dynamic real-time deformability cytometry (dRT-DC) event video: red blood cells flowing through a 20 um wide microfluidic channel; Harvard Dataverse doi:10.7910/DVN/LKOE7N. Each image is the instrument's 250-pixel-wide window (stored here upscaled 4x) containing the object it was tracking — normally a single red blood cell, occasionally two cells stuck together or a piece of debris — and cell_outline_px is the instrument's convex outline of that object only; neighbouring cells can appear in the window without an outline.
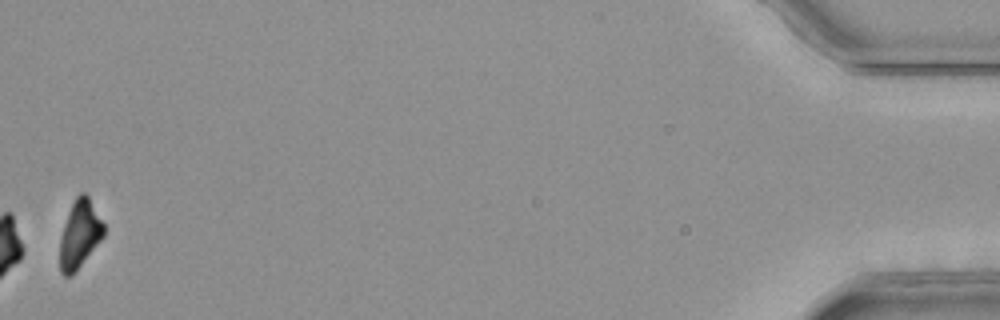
{"species": "common noctule bat (a hibernating species)", "species_latin": "Nyctalus noctula", "temperature_condition": "room temperature", "stored_images_in_passage": 38, "camera_frame_rate_fps": 3000, "um_per_image_px": 0.085, "animal": {"sex": "female", "body_mass_g": 25.1}, "frame": {"image": 1, "passage_image": 38, "time_ms": 12.333, "image_size_px": [1000, 320], "cell_outline_px": [[104, 236], [80, 264], [68, 276], [64, 276], [60, 272], [60, 236], [72, 204], [76, 196], [80, 192], [84, 192], [88, 196], [104, 224]], "centroid_in_image_um": [6.77, 19.87], "position_along_channel_um": 428.4, "area_um2": 16.76}, "authors_computed_cell_mechanics": {"area_um2": 19.4497, "velocity_mm_per_s": 3.803, "shape_relaxation_time_tau1_ms": 2.6195, "shape_relaxation_time_tau2_ms": null, "deformation_change_tau1": 0.1675, "deformation_change_tau2": null}}